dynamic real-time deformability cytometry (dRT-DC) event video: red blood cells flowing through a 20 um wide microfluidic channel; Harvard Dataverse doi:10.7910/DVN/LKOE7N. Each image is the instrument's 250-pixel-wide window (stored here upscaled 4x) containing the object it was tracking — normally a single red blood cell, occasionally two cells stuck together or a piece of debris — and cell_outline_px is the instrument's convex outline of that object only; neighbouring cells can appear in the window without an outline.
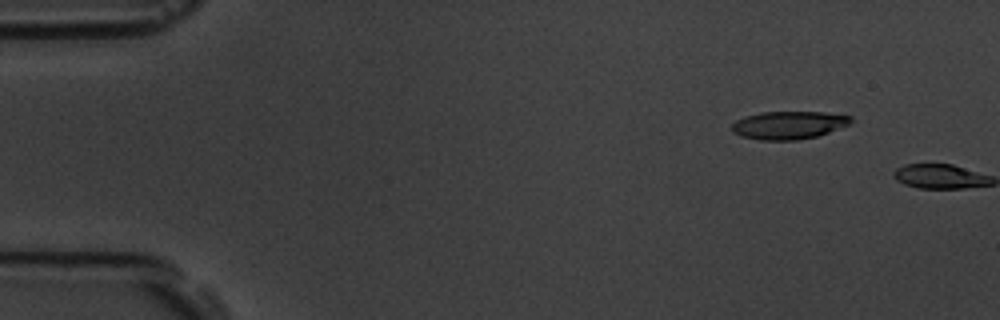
{"species": "common noctule bat (a hibernating species)", "species_latin": "Nyctalus noctula", "temperature_condition": "room temperature", "stored_images_in_passage": 3, "camera_frame_rate_fps": 3000, "um_per_image_px": 0.085, "animal": {"sex": "male", "body_mass_g": 19.5, "forearm_length_mm": 54.6}, "frame": {"image": 1, "passage_image": 2, "time_ms": 1.0, "image_size_px": [1000, 320], "cell_outline_px": [[852, 120], [848, 124], [828, 132], [816, 136], [796, 140], [760, 140], [740, 136], [732, 132], [732, 124], [736, 120], [744, 116], [760, 112], [824, 112], [852, 116]], "centroid_in_image_um": [66.99, 10.63], "position_along_channel_um": 18.0, "area_um2": 19.31}}